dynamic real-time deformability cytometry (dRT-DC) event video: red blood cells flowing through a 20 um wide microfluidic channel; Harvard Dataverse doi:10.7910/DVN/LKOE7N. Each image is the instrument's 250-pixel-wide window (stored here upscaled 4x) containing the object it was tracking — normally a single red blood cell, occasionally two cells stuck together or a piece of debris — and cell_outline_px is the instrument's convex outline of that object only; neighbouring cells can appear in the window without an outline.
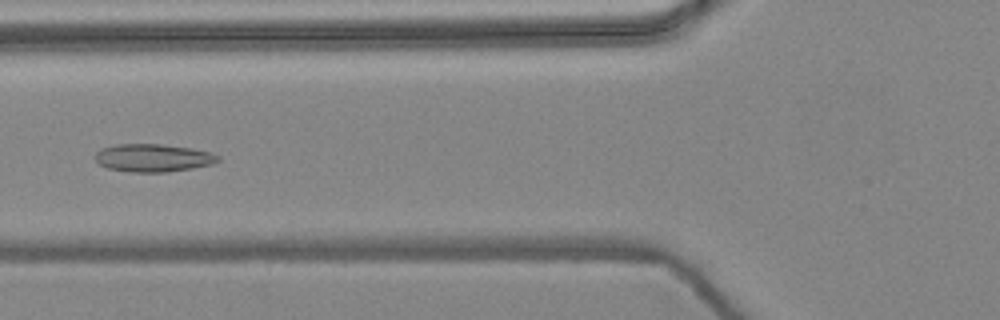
{"species": "common noctule bat (a hibernating species)", "species_latin": "Nyctalus noctula", "temperature_condition": "warm", "stored_images_in_passage": 8, "camera_frame_rate_fps": 3000, "um_per_image_px": 0.085, "animal": {"sex": "female", "body_mass_g": 24.6, "forearm_length_mm": 56.2}, "frame": {"image": 1, "passage_image": 6, "time_ms": 1.667, "image_size_px": [1000, 320], "cell_outline_px": [[220, 160], [212, 164], [192, 168], [164, 172], [132, 172], [108, 168], [100, 164], [96, 160], [96, 152], [100, 148], [116, 144], [160, 144], [192, 148], [212, 152], [220, 156]], "centroid_in_image_um": [13.03, 13.41], "position_along_channel_um": 112.8, "area_um2": 19.94}}
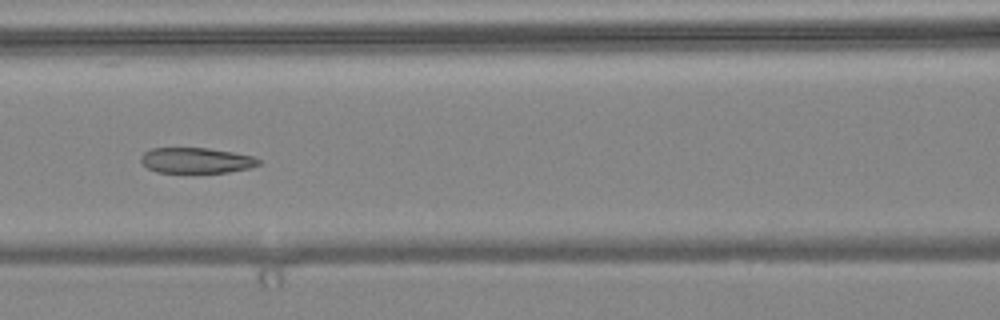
{"frame": {"image": 2, "passage_image": 7, "time_ms": 2.0, "image_size_px": [1000, 320], "cell_outline_px": [[260, 164], [248, 168], [228, 172], [156, 172], [148, 168], [140, 160], [140, 156], [144, 152], [152, 148], [208, 148], [232, 152], [252, 156], [260, 160]], "centroid_in_image_um": [16.65, 13.63], "position_along_channel_um": 149.9, "area_um2": 17.34}}
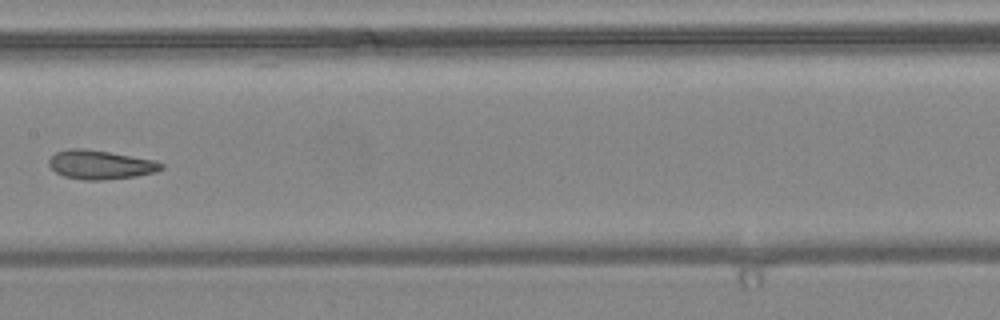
{"frame": {"image": 3, "passage_image": 8, "time_ms": 2.333, "image_size_px": [1000, 320], "cell_outline_px": [[164, 168], [156, 172], [136, 176], [104, 180], [84, 180], [64, 176], [56, 172], [48, 164], [48, 160], [56, 152], [68, 148], [84, 148], [156, 160], [164, 164]], "centroid_in_image_um": [8.55, 14.0], "position_along_channel_um": 198.9, "area_um2": 19.02}}